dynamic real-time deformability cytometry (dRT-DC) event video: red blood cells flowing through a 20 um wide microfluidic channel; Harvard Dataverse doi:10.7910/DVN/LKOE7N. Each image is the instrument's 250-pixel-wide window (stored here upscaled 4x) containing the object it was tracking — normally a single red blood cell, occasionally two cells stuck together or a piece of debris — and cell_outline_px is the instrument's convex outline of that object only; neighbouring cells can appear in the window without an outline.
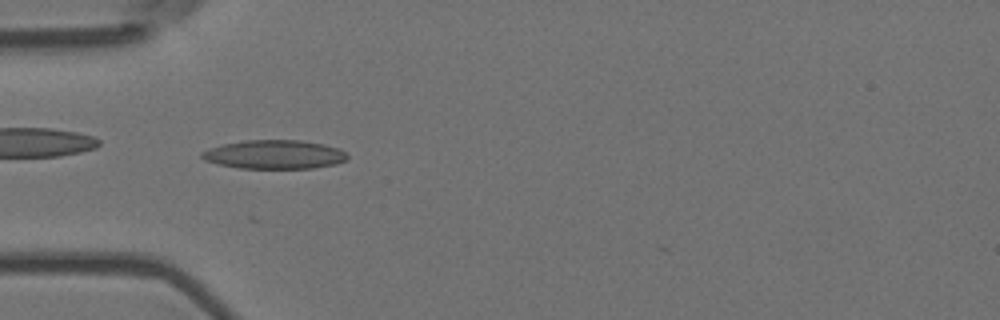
{"species": "Egyptian fruit bat (a non-hibernating species)", "species_latin": "Rousettus aegyptiacus", "temperature_condition": "room temperature", "stored_images_in_passage": 20, "camera_frame_rate_fps": 3000, "um_per_image_px": 0.085, "animal": {"sex": "female"}, "frame": {"image": 1, "passage_image": 8, "time_ms": 2.333, "image_size_px": [1000, 320], "cell_outline_px": [[348, 160], [336, 164], [312, 168], [240, 168], [220, 164], [204, 160], [200, 156], [200, 152], [224, 144], [244, 140], [300, 140], [324, 144], [340, 148], [348, 156]], "centroid_in_image_um": [23.36, 13.13], "position_along_channel_um": 61.6, "area_um2": 24.39}}
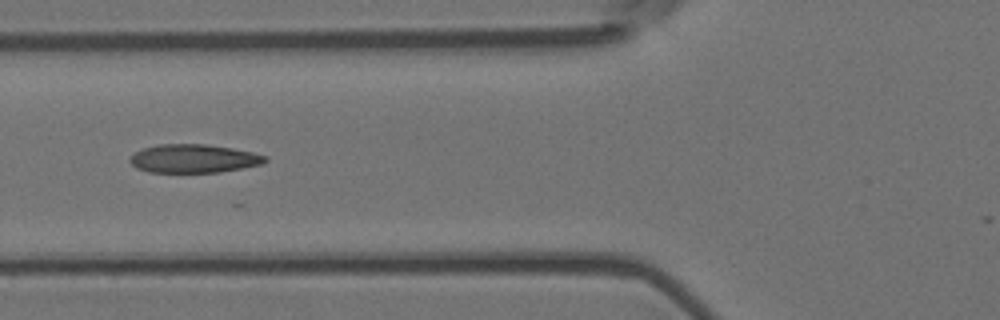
{"frame": {"image": 2, "passage_image": 12, "time_ms": 3.667, "image_size_px": [1000, 320], "cell_outline_px": [[268, 160], [264, 164], [244, 168], [220, 172], [148, 172], [136, 168], [128, 160], [136, 152], [144, 148], [160, 144], [208, 144], [232, 148], [252, 152], [268, 156]], "centroid_in_image_um": [16.51, 13.48], "position_along_channel_um": 109.3, "area_um2": 22.54}}
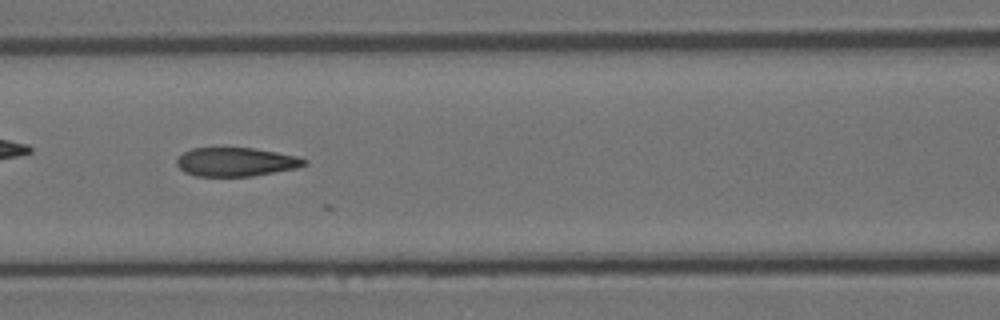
{"frame": {"image": 3, "passage_image": 15, "time_ms": 4.667, "image_size_px": [1000, 320], "cell_outline_px": [[308, 164], [296, 168], [252, 176], [196, 176], [184, 172], [176, 164], [176, 160], [184, 152], [192, 148], [252, 148], [276, 152], [296, 156], [308, 160]], "centroid_in_image_um": [20.05, 13.76], "position_along_channel_um": 146.5, "area_um2": 21.27}}